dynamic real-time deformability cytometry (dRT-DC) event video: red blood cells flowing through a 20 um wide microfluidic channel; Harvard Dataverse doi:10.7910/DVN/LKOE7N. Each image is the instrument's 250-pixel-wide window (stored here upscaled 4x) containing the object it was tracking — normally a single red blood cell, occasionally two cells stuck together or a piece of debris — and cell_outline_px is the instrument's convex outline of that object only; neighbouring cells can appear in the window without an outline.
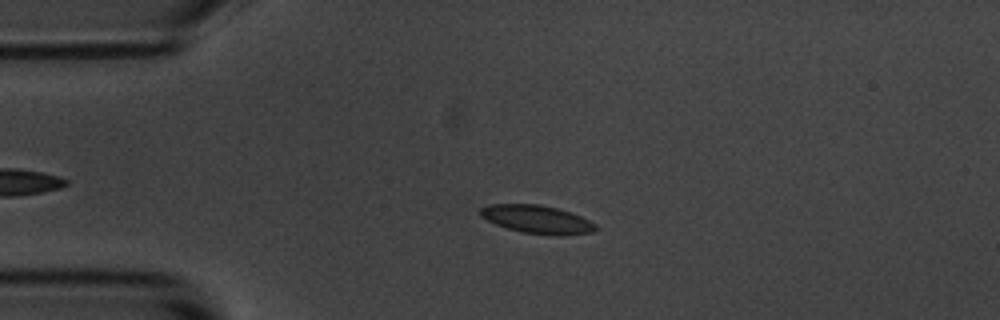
{"species": "common noctule bat (a hibernating species)", "species_latin": "Nyctalus noctula", "temperature_condition": "room temperature", "stored_images_in_passage": 3, "camera_frame_rate_fps": 3000, "um_per_image_px": 0.085, "animal": {"sex": "male", "body_mass_g": 20.1, "forearm_length_mm": 53.5}, "frame": {"image": 1, "passage_image": 3, "time_ms": 2.333, "image_size_px": [1000, 320], "cell_outline_px": [[600, 228], [596, 232], [564, 236], [552, 236], [524, 232], [508, 228], [496, 224], [480, 216], [480, 208], [488, 204], [540, 204], [572, 212], [596, 224]], "centroid_in_image_um": [45.72, 18.66], "position_along_channel_um": 39.3, "area_um2": 19.19}}